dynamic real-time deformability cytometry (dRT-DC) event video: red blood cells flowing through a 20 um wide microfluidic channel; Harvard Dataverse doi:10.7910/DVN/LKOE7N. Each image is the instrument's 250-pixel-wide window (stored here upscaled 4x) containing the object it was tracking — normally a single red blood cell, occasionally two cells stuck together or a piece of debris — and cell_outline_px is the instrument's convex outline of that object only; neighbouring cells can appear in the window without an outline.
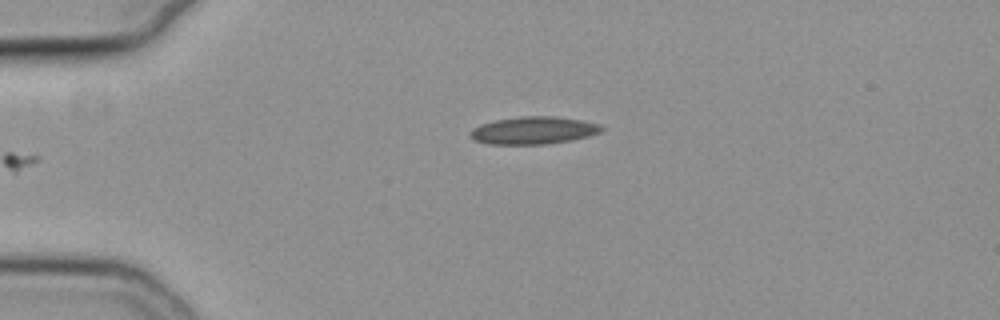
{"species": "common noctule bat (a hibernating species)", "species_latin": "Nyctalus noctula", "temperature_condition": "cold", "stored_images_in_passage": 37, "camera_frame_rate_fps": 3000, "um_per_image_px": 0.085, "animal": {"sex": "female", "body_mass_g": 19.3, "forearm_length_mm": 54.1}, "frame": {"image": 1, "passage_image": 1, "time_ms": 0.0, "image_size_px": [1000, 320], "cell_outline_px": [[604, 128], [600, 132], [588, 136], [572, 140], [544, 144], [488, 144], [472, 140], [472, 128], [480, 124], [496, 120], [520, 116], [552, 116], [580, 120], [600, 124]], "centroid_in_image_um": [45.34, 11.08], "position_along_channel_um": 39.7, "area_um2": 20.92}}
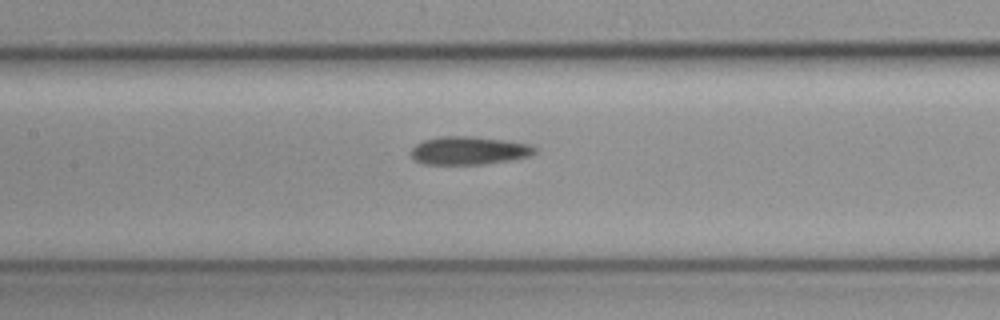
{"frame": {"image": 2, "passage_image": 14, "time_ms": 4.333, "image_size_px": [1000, 320], "cell_outline_px": [[536, 152], [532, 156], [484, 164], [424, 164], [416, 160], [408, 152], [416, 144], [424, 140], [440, 136], [472, 136], [504, 140], [532, 144], [536, 148]], "centroid_in_image_um": [39.87, 12.79], "position_along_channel_um": 167.5, "area_um2": 20.4}}
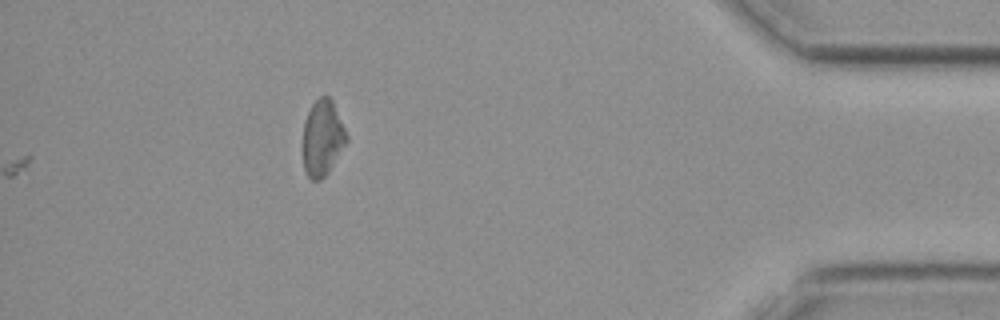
{"frame": {"image": 3, "passage_image": 37, "time_ms": 12.0, "image_size_px": [1000, 320], "cell_outline_px": [[348, 140], [328, 172], [320, 180], [312, 180], [308, 176], [304, 168], [304, 124], [308, 112], [312, 104], [320, 96], [328, 96], [332, 100], [348, 136]], "centroid_in_image_um": [27.42, 11.72], "position_along_channel_um": 407.8, "area_um2": 18.9}}